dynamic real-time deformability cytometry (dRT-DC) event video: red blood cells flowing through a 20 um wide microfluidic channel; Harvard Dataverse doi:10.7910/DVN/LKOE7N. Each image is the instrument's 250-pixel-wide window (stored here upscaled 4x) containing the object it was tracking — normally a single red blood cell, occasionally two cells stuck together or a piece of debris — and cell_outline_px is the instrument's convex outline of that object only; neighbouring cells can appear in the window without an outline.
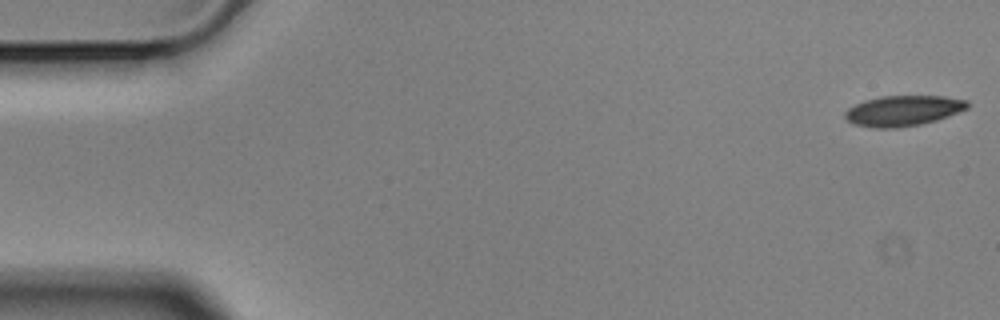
{"species": "Egyptian fruit bat (a non-hibernating species)", "species_latin": "Rousettus aegyptiacus", "temperature_condition": "cold", "stored_images_in_passage": 56, "camera_frame_rate_fps": 3000, "um_per_image_px": 0.085, "animal": {"sex": "male"}, "frame": {"image": 1, "passage_image": 1, "time_ms": 0.0, "image_size_px": [1000, 320], "cell_outline_px": [[968, 108], [948, 116], [936, 120], [920, 124], [896, 128], [876, 128], [852, 124], [844, 116], [844, 112], [848, 108], [864, 100], [880, 96], [944, 96], [968, 100]], "centroid_in_image_um": [76.75, 9.41], "position_along_channel_um": 8.3, "area_um2": 21.73}}
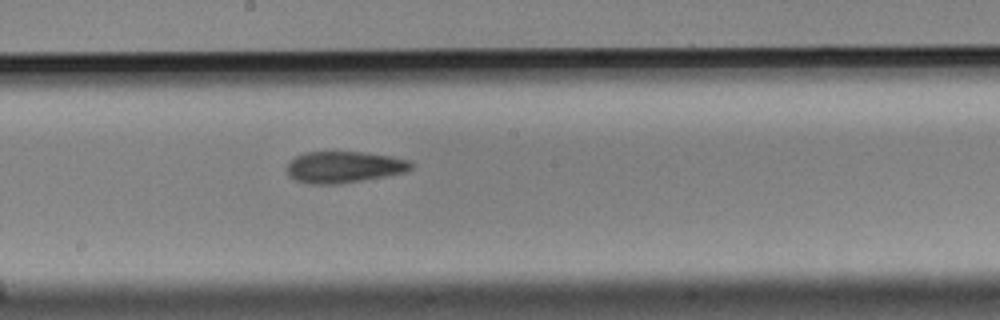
{"frame": {"image": 2, "passage_image": 30, "time_ms": 9.667, "image_size_px": [1000, 320], "cell_outline_px": [[412, 168], [408, 172], [340, 184], [308, 184], [296, 180], [288, 176], [288, 164], [296, 156], [304, 152], [364, 152], [392, 156], [412, 160]], "centroid_in_image_um": [29.28, 14.2], "position_along_channel_um": 218.9, "area_um2": 22.95}}
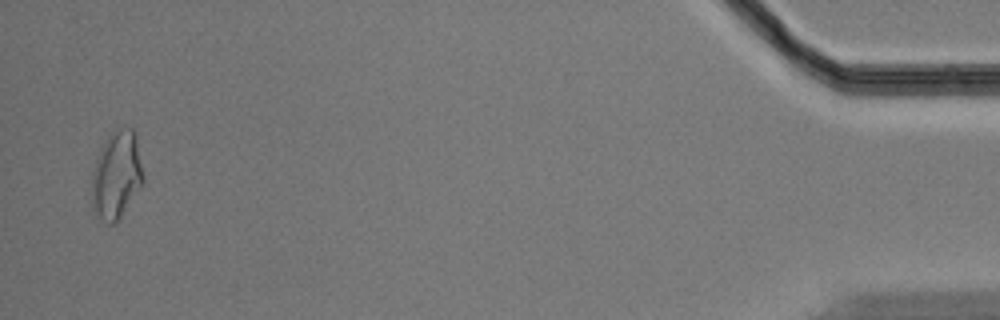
{"frame": {"image": 3, "passage_image": 55, "time_ms": 18.0, "image_size_px": [1000, 320], "cell_outline_px": [[144, 180], [120, 216], [112, 224], [108, 224], [92, 212], [88, 192], [92, 172], [100, 148], [104, 140], [112, 132], [128, 128], [132, 128], [136, 132], [144, 176]], "centroid_in_image_um": [9.84, 14.89], "position_along_channel_um": 425.4, "area_um2": 26.65}, "authors_computed_cell_mechanics": {"area_um2": 22.9177, "velocity_mm_per_s": 3.5251, "shape_relaxation_time_tau1_ms": 7.1453, "shape_relaxation_time_tau2_ms": 6.0933, "deformation_change_tau1": 0.1513, "deformation_change_tau2": 0.1399}}